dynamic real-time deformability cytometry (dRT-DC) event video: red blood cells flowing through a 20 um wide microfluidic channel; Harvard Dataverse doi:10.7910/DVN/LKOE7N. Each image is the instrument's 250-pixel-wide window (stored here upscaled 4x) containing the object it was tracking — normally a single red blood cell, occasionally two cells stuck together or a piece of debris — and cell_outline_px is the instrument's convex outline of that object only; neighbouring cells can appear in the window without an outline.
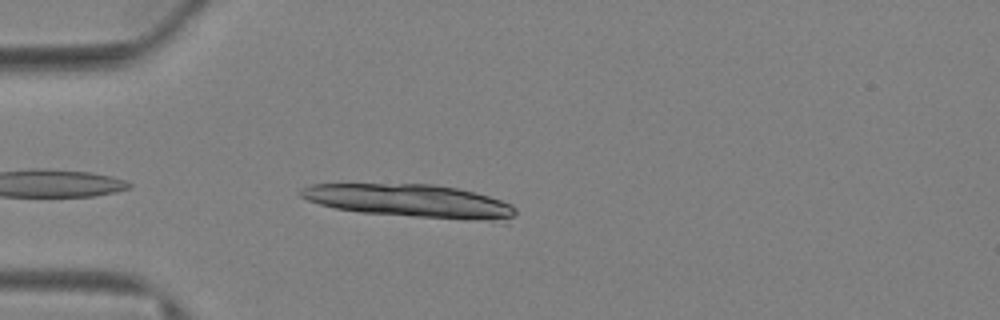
{"species": "Egyptian fruit bat (a non-hibernating species)", "species_latin": "Rousettus aegyptiacus", "temperature_condition": "warm", "stored_images_in_passage": 7, "camera_frame_rate_fps": 3000, "um_per_image_px": 0.085, "animal": {"sex": "female"}, "frame": {"image": 1, "passage_image": 3, "time_ms": 0.667, "image_size_px": [1000, 320], "cell_outline_px": [[516, 212], [508, 224], [360, 212], [336, 208], [320, 204], [308, 200], [300, 196], [300, 188], [312, 184], [432, 184], [456, 188], [476, 192], [512, 204], [516, 208]], "centroid_in_image_um": [35.02, 17.11], "position_along_channel_um": 50.0, "area_um2": 42.08}}